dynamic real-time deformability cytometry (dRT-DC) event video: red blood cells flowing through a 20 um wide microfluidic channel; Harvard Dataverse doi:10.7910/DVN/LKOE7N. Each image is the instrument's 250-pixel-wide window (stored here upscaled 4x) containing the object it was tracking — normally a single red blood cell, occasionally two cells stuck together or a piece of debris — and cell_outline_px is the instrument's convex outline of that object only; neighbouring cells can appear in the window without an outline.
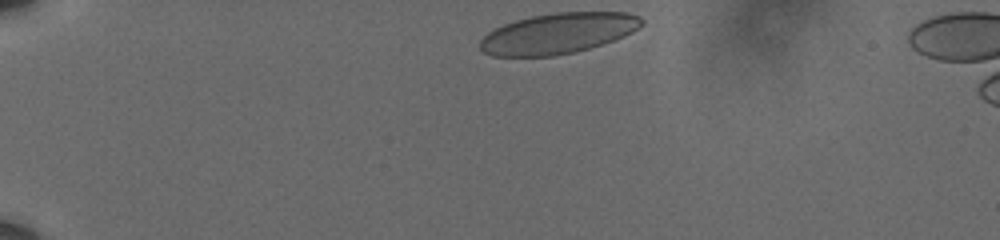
{"species": "human", "species_latin": "Homo sapiens", "temperature_condition": "cold", "stored_images_in_passage": 39, "camera_frame_rate_fps": 3000, "um_per_image_px": 0.085, "donor": {"sex": "male"}, "frame": {"image": 1, "passage_image": 1, "time_ms": 0.0, "image_size_px": [1000, 240], "cell_outline_px": [[644, 24], [632, 32], [624, 36], [588, 48], [556, 56], [492, 56], [484, 52], [480, 48], [480, 40], [488, 32], [504, 24], [516, 20], [532, 16], [552, 12], [628, 12], [640, 16], [644, 20]], "centroid_in_image_um": [47.44, 2.82], "position_along_channel_um": 37.6, "area_um2": 38.15}}
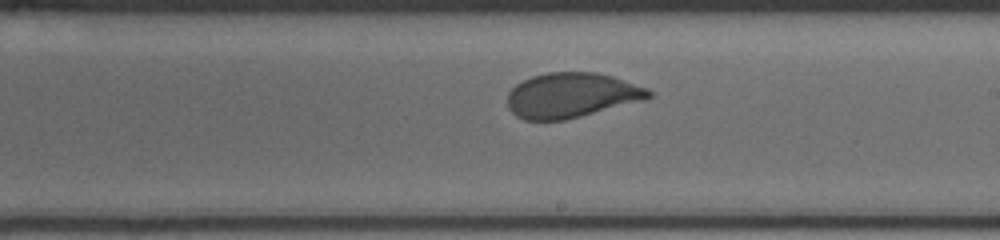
{"frame": {"image": 2, "passage_image": 24, "time_ms": 7.667, "image_size_px": [1000, 240], "cell_outline_px": [[652, 96], [644, 100], [564, 120], [524, 120], [516, 116], [508, 108], [508, 92], [516, 84], [532, 76], [548, 72], [596, 72], [612, 76], [648, 88], [652, 92]], "centroid_in_image_um": [48.56, 8.09], "position_along_channel_um": 240.4, "area_um2": 36.88}}
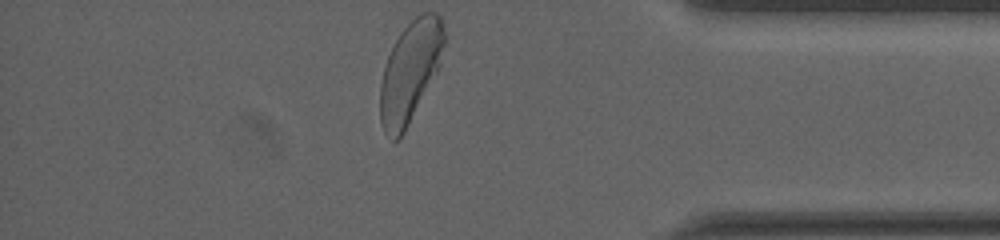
{"frame": {"image": 3, "passage_image": 39, "time_ms": 12.667, "image_size_px": [1000, 240], "cell_outline_px": [[444, 44], [440, 68], [404, 132], [396, 140], [392, 140], [384, 132], [380, 120], [380, 84], [384, 68], [388, 56], [400, 32], [416, 16], [424, 12], [436, 12], [440, 16], [444, 28]], "centroid_in_image_um": [34.87, 6.09], "position_along_channel_um": 400.3, "area_um2": 37.57}, "authors_computed_cell_mechanics": {"area_um2": 38.2058, "velocity_mm_per_s": 3.5837, "shape_relaxation_time_tau1_ms": 5.0658, "shape_relaxation_time_tau2_ms": null, "deformation_change_tau1": 0.1383, "deformation_change_tau2": null}}